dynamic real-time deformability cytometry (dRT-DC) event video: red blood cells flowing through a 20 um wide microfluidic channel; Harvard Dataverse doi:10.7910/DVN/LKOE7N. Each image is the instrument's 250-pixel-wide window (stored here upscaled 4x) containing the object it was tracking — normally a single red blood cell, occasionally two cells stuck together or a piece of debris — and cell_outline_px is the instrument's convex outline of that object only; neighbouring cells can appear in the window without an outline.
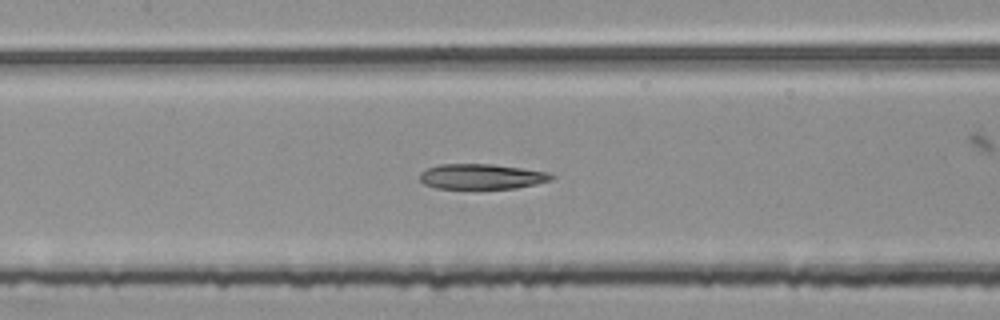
{"species": "common noctule bat (a hibernating species)", "species_latin": "Nyctalus noctula", "temperature_condition": "room temperature", "stored_images_in_passage": 53, "segment_of_instrument_passage": [2, 2], "camera_frame_rate_fps": 3000, "um_per_image_px": 0.085, "animal": {"sex": "female", "body_mass_g": 25.1}, "frame": {"image": 1, "passage_image": 24, "time_ms": 7.667, "image_size_px": [1000, 320], "cell_outline_px": [[556, 176], [552, 180], [536, 184], [516, 188], [436, 188], [424, 184], [420, 180], [420, 172], [428, 168], [440, 164], [492, 164], [548, 172]], "centroid_in_image_um": [40.95, 15.0], "position_along_channel_um": 166.5, "area_um2": 19.25}}
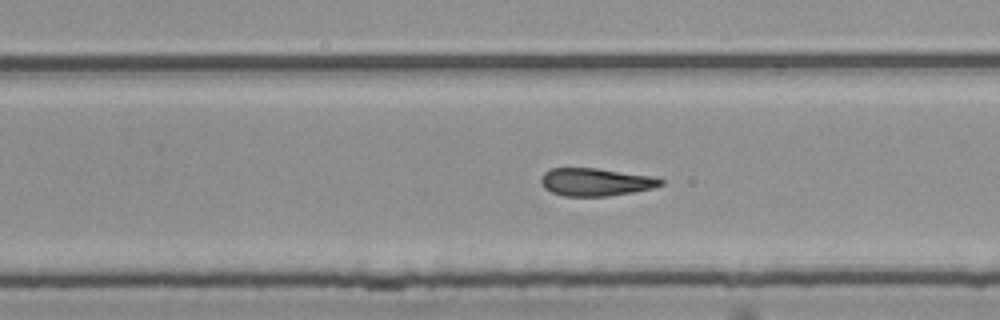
{"frame": {"image": 2, "passage_image": 33, "time_ms": 10.667, "image_size_px": [1000, 320], "cell_outline_px": [[664, 184], [652, 188], [632, 192], [608, 196], [564, 196], [552, 192], [544, 188], [540, 180], [544, 172], [552, 168], [596, 168], [652, 176], [664, 180]], "centroid_in_image_um": [50.63, 15.47], "position_along_channel_um": 279.2, "area_um2": 19.31}}
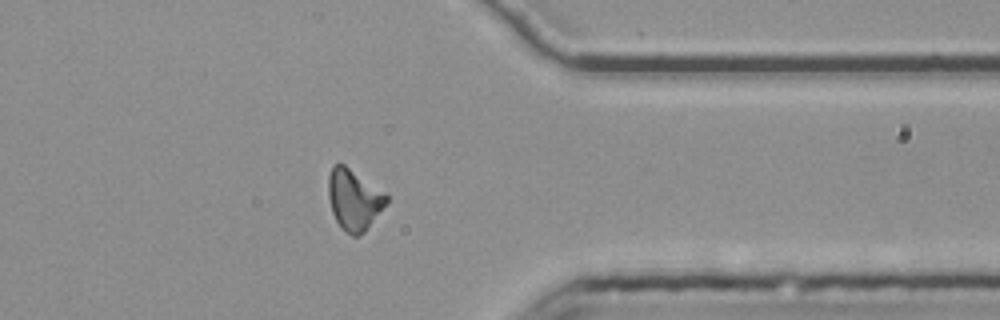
{"frame": {"image": 3, "passage_image": 42, "time_ms": 13.667, "image_size_px": [1000, 320], "cell_outline_px": [[388, 200], [368, 228], [364, 232], [356, 236], [352, 236], [340, 228], [332, 212], [328, 196], [328, 176], [332, 164], [344, 164], [388, 192]], "centroid_in_image_um": [30.09, 16.94], "position_along_channel_um": 381.3, "area_um2": 20.92}}